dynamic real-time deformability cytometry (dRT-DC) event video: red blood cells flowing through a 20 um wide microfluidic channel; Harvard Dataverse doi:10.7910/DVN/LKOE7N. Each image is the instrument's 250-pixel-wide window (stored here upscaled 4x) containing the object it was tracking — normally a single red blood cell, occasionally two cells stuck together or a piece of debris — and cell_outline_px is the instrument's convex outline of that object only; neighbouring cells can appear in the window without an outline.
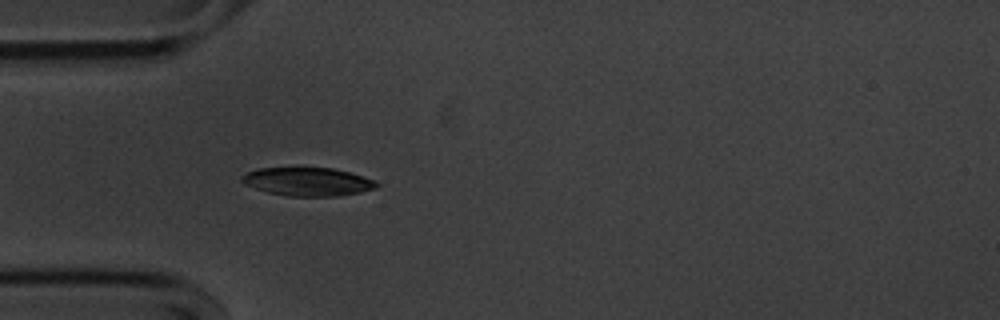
{"species": "common noctule bat (a hibernating species)", "species_latin": "Nyctalus noctula", "temperature_condition": "cold", "stored_images_in_passage": 34, "camera_frame_rate_fps": 3000, "um_per_image_px": 0.085, "animal": {"sex": "male", "body_mass_g": 20.1, "forearm_length_mm": 53.5}, "frame": {"image": 1, "passage_image": 1, "time_ms": 0.0, "image_size_px": [1000, 320], "cell_outline_px": [[380, 184], [376, 188], [360, 192], [340, 196], [288, 196], [268, 192], [244, 184], [240, 180], [240, 176], [248, 172], [260, 168], [296, 164], [332, 168], [364, 176], [376, 180]], "centroid_in_image_um": [26.13, 15.39], "position_along_channel_um": 58.9, "area_um2": 23.29}}
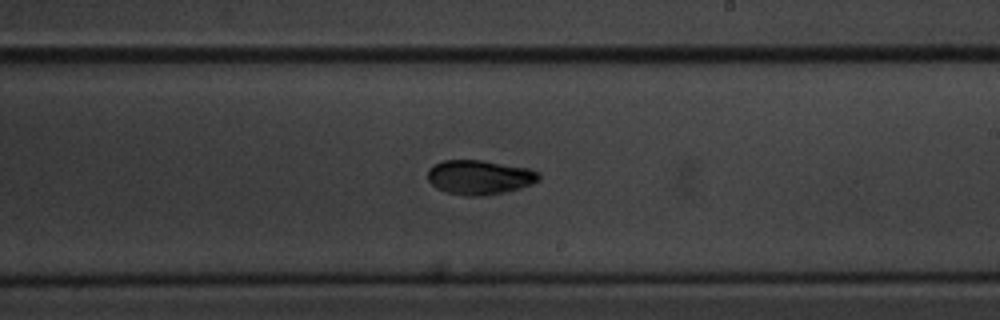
{"frame": {"image": 2, "passage_image": 17, "time_ms": 5.333, "image_size_px": [1000, 320], "cell_outline_px": [[540, 180], [532, 184], [520, 188], [504, 192], [476, 196], [464, 196], [448, 192], [436, 188], [428, 180], [428, 168], [444, 160], [480, 160], [528, 168], [540, 172]], "centroid_in_image_um": [40.77, 15.06], "position_along_channel_um": 248.2, "area_um2": 22.2}}
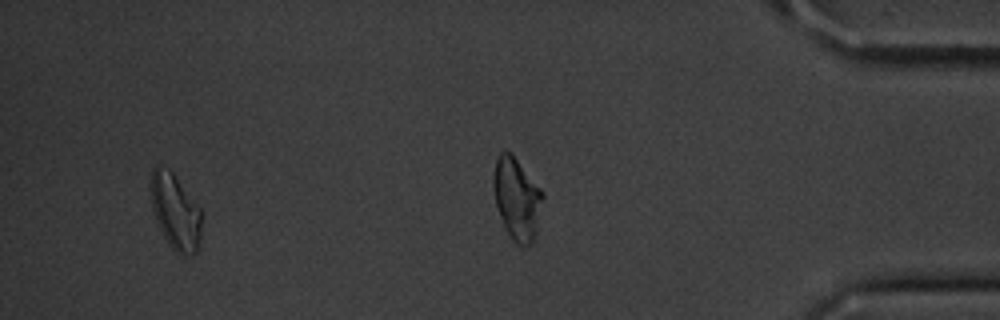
{"frame": {"image": 3, "passage_image": 31, "time_ms": 10.0, "image_size_px": [1000, 320], "cell_outline_px": [[200, 240], [196, 252], [188, 256], [180, 256], [168, 244], [156, 220], [152, 208], [152, 168], [156, 164], [168, 168], [172, 172], [200, 208]], "centroid_in_image_um": [14.91, 18.02], "position_along_channel_um": 420.3, "area_um2": 22.02}, "authors_computed_cell_mechanics": {"area_um2": 22.2241, "velocity_mm_per_s": 3.5888, "shape_relaxation_time_tau1_ms": 2.9023, "shape_relaxation_time_tau2_ms": 1.7215, "deformation_change_tau1": 0.1285, "deformation_change_tau2": 0.0419}}